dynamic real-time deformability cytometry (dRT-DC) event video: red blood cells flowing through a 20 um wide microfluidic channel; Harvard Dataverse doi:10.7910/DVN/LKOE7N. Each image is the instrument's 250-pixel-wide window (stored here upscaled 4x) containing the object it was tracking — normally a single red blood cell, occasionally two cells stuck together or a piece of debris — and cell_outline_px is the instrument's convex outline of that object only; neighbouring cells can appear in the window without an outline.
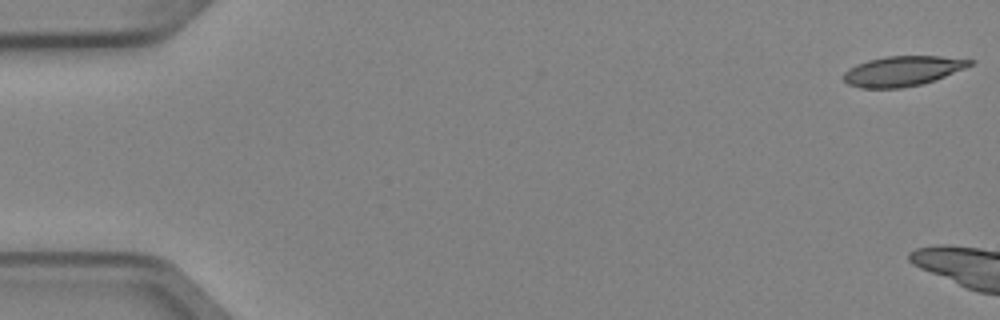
{"species": "Egyptian fruit bat (a non-hibernating species)", "species_latin": "Rousettus aegyptiacus", "temperature_condition": "cold", "stored_images_in_passage": 8, "camera_frame_rate_fps": 3000, "um_per_image_px": 0.085, "animal": {"sex": "female"}, "frame": {"image": 1, "passage_image": 1, "time_ms": 0.0, "image_size_px": [1000, 320], "cell_outline_px": [[976, 60], [972, 64], [964, 68], [944, 76], [920, 84], [900, 88], [860, 88], [848, 84], [844, 80], [844, 72], [848, 68], [856, 64], [868, 60], [884, 56], [940, 56]], "centroid_in_image_um": [76.68, 6.03], "position_along_channel_um": 8.3, "area_um2": 21.91}}
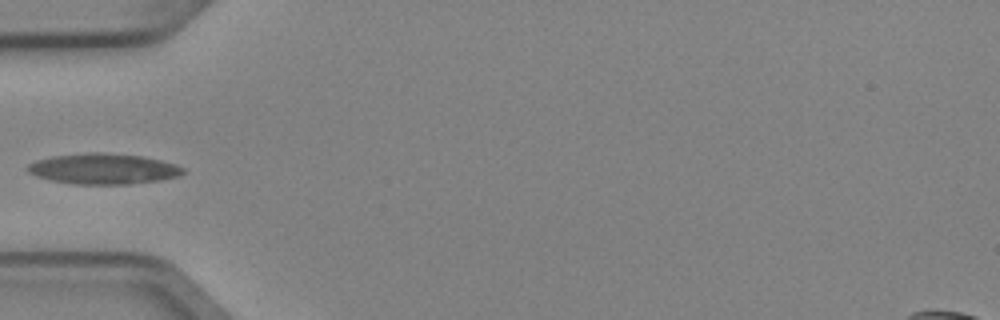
{"frame": {"image": 2, "passage_image": 7, "time_ms": 2.0, "image_size_px": [1000, 320], "cell_outline_px": [[184, 172], [176, 176], [156, 180], [128, 184], [76, 184], [52, 180], [36, 176], [28, 172], [24, 168], [28, 164], [36, 160], [52, 156], [88, 152], [100, 152], [140, 156], [160, 160], [176, 164], [184, 168]], "centroid_in_image_um": [8.72, 14.34], "position_along_channel_um": 76.3, "area_um2": 27.51}}
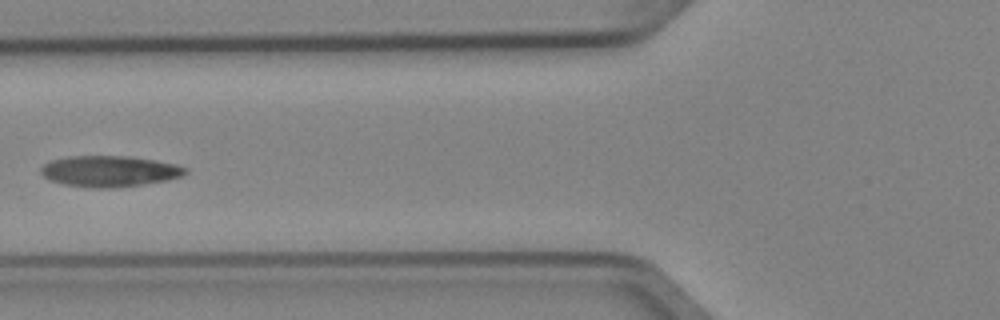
{"frame": {"image": 3, "passage_image": 8, "time_ms": 2.333, "image_size_px": [1000, 320], "cell_outline_px": [[188, 172], [180, 176], [168, 180], [144, 184], [112, 188], [92, 188], [64, 184], [52, 180], [44, 176], [40, 172], [40, 168], [44, 164], [52, 160], [68, 156], [128, 156], [176, 164], [188, 168]], "centroid_in_image_um": [9.31, 14.55], "position_along_channel_um": 116.5, "area_um2": 26.01}}